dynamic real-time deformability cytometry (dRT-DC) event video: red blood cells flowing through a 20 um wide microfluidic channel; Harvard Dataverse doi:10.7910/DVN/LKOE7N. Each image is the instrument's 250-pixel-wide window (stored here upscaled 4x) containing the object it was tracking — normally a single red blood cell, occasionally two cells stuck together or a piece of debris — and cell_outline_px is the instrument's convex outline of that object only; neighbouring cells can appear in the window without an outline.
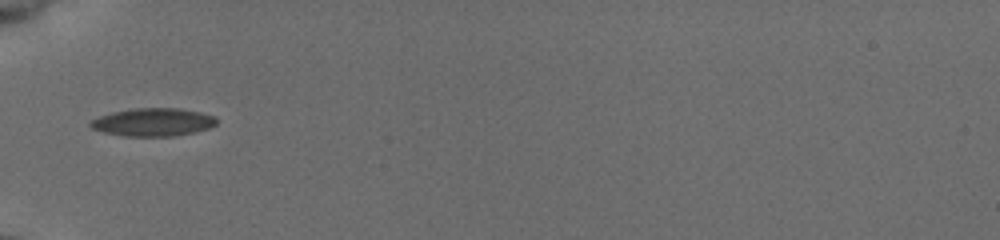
{"species": "common noctule bat (a hibernating species)", "species_latin": "Nyctalus noctula", "temperature_condition": "cold", "stored_images_in_passage": 34, "camera_frame_rate_fps": 3000, "um_per_image_px": 0.085, "animal": {"sex": "female", "body_mass_g": 19.5, "forearm_length_mm": 54.1}, "frame": {"image": 1, "passage_image": 1, "time_ms": 0.0, "image_size_px": [1000, 240], "cell_outline_px": [[216, 124], [208, 128], [196, 132], [172, 136], [124, 136], [104, 132], [92, 128], [88, 124], [92, 120], [100, 116], [112, 112], [132, 108], [180, 108], [200, 112], [216, 116]], "centroid_in_image_um": [13.02, 10.38], "position_along_channel_um": 72.0, "area_um2": 20.58}}
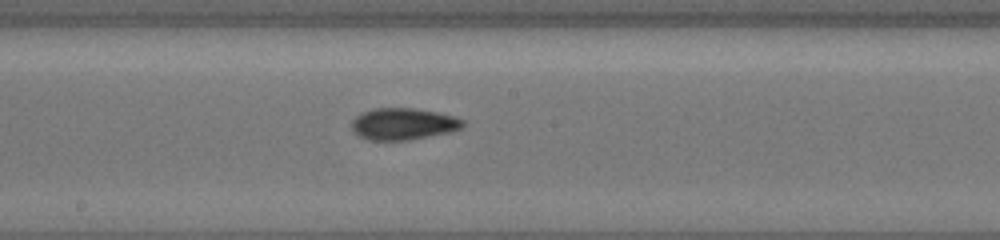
{"frame": {"image": 2, "passage_image": 12, "time_ms": 3.667, "image_size_px": [1000, 240], "cell_outline_px": [[464, 124], [460, 128], [448, 132], [408, 140], [368, 140], [360, 136], [352, 128], [352, 120], [356, 116], [372, 108], [416, 108], [436, 112], [452, 116], [464, 120]], "centroid_in_image_um": [34.25, 10.52], "position_along_channel_um": 213.9, "area_um2": 20.29}}
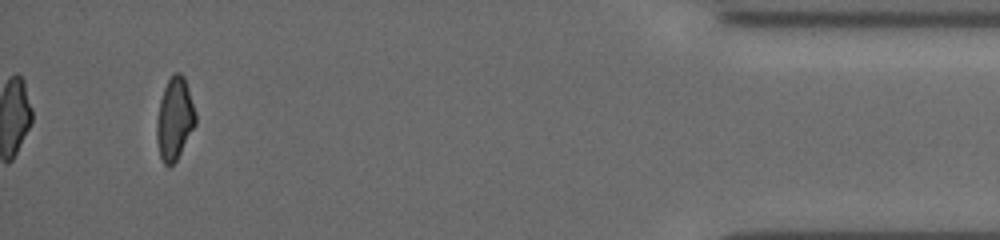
{"frame": {"image": 3, "passage_image": 32, "time_ms": 10.333, "image_size_px": [1000, 240], "cell_outline_px": [[196, 124], [176, 160], [168, 168], [164, 164], [160, 156], [156, 140], [156, 124], [160, 100], [164, 88], [172, 72], [180, 72], [184, 76], [196, 112]], "centroid_in_image_um": [14.84, 10.08], "position_along_channel_um": 420.4, "area_um2": 18.67}, "authors_computed_cell_mechanics": {"area_um2": 19.5075, "velocity_mm_per_s": 3.9436, "shape_relaxation_time_tau1_ms": 4.4545, "shape_relaxation_time_tau2_ms": 3.0344, "deformation_change_tau1": 0.1345, "deformation_change_tau2": 0.0782}}